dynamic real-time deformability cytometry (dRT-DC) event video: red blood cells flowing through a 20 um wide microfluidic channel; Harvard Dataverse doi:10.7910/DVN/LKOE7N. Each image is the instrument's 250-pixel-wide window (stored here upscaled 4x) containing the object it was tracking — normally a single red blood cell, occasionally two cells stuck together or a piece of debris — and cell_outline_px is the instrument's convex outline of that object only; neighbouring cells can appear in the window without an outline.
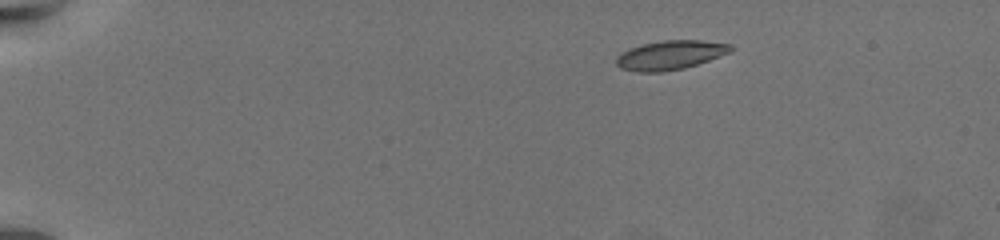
{"species": "common noctule bat (a hibernating species)", "species_latin": "Nyctalus noctula", "temperature_condition": "warm", "stored_images_in_passage": 53, "camera_frame_rate_fps": 3000, "um_per_image_px": 0.085, "animal": {"sex": "female", "body_mass_g": 19.5, "forearm_length_mm": 54.1}, "frame": {"image": 1, "passage_image": 1, "time_ms": 0.0, "image_size_px": [1000, 240], "cell_outline_px": [[736, 48], [720, 56], [684, 68], [660, 72], [636, 72], [620, 68], [616, 64], [616, 56], [628, 48], [640, 44], [664, 40], [700, 40], [732, 44]], "centroid_in_image_um": [56.94, 4.67], "position_along_channel_um": 28.1, "area_um2": 19.54}}
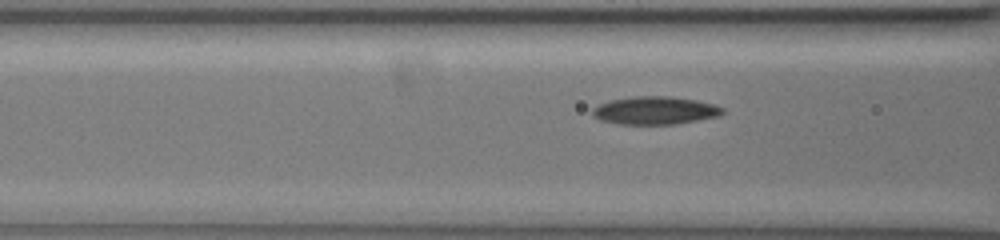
{"frame": {"image": 2, "passage_image": 18, "time_ms": 5.667, "image_size_px": [1000, 240], "cell_outline_px": [[724, 112], [720, 116], [676, 124], [620, 124], [600, 120], [592, 116], [592, 108], [600, 104], [612, 100], [632, 96], [672, 96], [696, 100], [712, 104], [724, 108]], "centroid_in_image_um": [55.68, 9.39], "position_along_channel_um": 110.9, "area_um2": 21.21}}
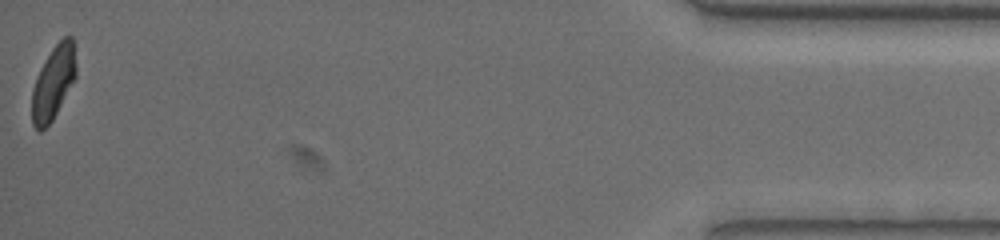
{"frame": {"image": 3, "passage_image": 53, "time_ms": 17.333, "image_size_px": [1000, 240], "cell_outline_px": [[76, 76], [52, 120], [40, 132], [32, 124], [32, 88], [40, 68], [52, 48], [64, 36], [72, 36], [76, 64]], "centroid_in_image_um": [4.52, 7.0], "position_along_channel_um": 430.7, "area_um2": 18.61}, "authors_computed_cell_mechanics": {"area_um2": 20.4612, "velocity_mm_per_s": 3.4221, "shape_relaxation_time_tau1_ms": 5.1408, "shape_relaxation_time_tau2_ms": 3.0062, "deformation_change_tau1": 0.1572, "deformation_change_tau2": 0.0917}}